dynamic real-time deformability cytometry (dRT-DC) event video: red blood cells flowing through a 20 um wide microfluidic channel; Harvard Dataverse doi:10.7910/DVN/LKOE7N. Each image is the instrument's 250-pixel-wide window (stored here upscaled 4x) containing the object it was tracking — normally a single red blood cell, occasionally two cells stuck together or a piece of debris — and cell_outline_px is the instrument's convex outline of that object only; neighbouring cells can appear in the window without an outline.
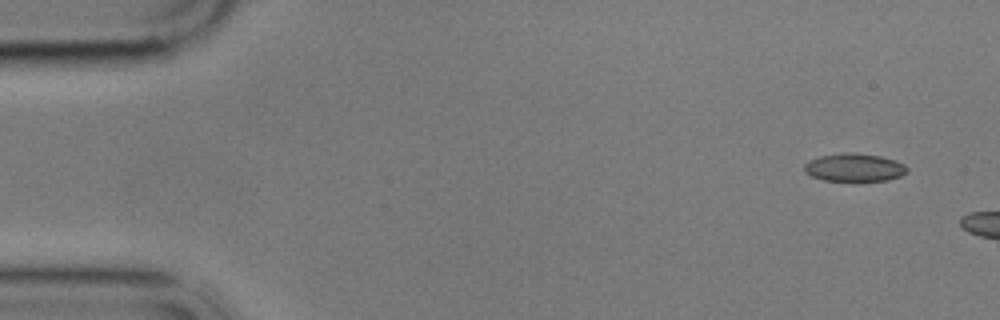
{"species": "common noctule bat (a hibernating species)", "species_latin": "Nyctalus noctula", "temperature_condition": "cold", "stored_images_in_passage": 3, "camera_frame_rate_fps": 3000, "um_per_image_px": 0.085, "animal": {"sex": "male", "body_mass_g": 17.9}, "frame": {"image": 1, "passage_image": 1, "time_ms": 0.0, "image_size_px": [1000, 320], "cell_outline_px": [[908, 172], [900, 176], [888, 180], [860, 184], [852, 184], [824, 180], [812, 176], [804, 172], [804, 164], [808, 160], [820, 156], [844, 152], [852, 152], [880, 156], [896, 160], [904, 164], [908, 168]], "centroid_in_image_um": [72.63, 14.29], "position_along_channel_um": 12.4, "area_um2": 17.8}}